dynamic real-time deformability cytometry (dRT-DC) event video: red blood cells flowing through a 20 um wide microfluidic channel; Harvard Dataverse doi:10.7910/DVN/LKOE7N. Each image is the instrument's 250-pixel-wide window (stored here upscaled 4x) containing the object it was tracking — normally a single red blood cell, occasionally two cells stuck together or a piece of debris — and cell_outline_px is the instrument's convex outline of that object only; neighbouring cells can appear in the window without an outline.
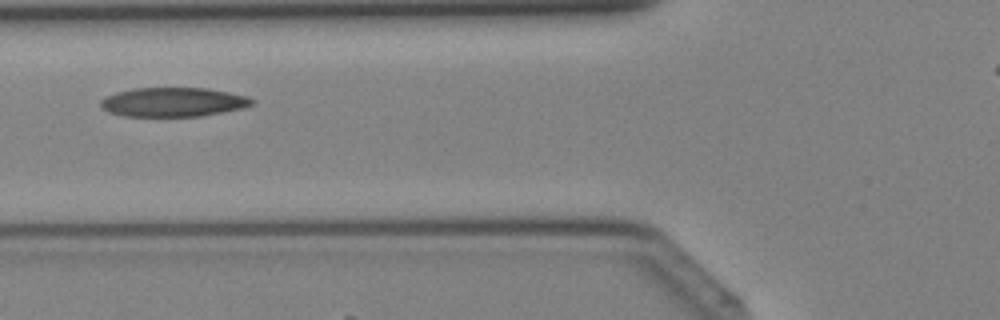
{"species": "Egyptian fruit bat (a non-hibernating species)", "species_latin": "Rousettus aegyptiacus", "temperature_condition": "cold", "stored_images_in_passage": 25, "camera_frame_rate_fps": 3000, "um_per_image_px": 0.085, "animal": {"sex": "female"}, "frame": {"image": 1, "passage_image": 3, "time_ms": 0.667, "image_size_px": [1000, 320], "cell_outline_px": [[256, 104], [244, 108], [224, 112], [200, 116], [124, 116], [108, 112], [100, 104], [100, 100], [116, 92], [132, 88], [208, 88], [248, 96], [256, 100]], "centroid_in_image_um": [14.78, 8.67], "position_along_channel_um": 111.0, "area_um2": 25.89}}
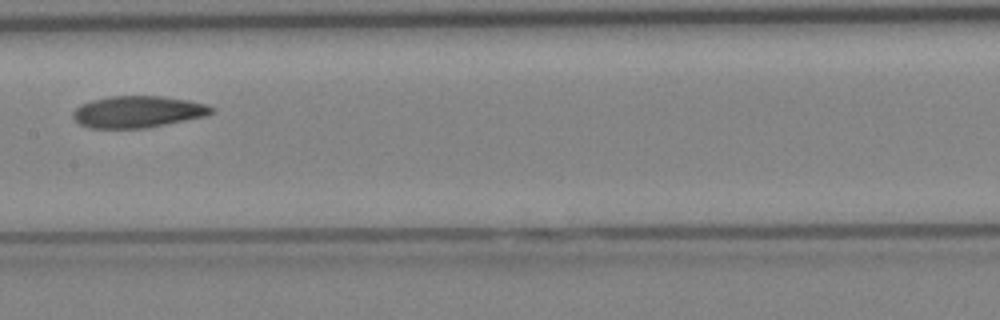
{"frame": {"image": 2, "passage_image": 8, "time_ms": 2.333, "image_size_px": [1000, 320], "cell_outline_px": [[216, 108], [212, 112], [204, 116], [148, 128], [88, 128], [80, 124], [72, 116], [72, 112], [80, 104], [92, 100], [108, 96], [160, 96], [188, 100], [208, 104]], "centroid_in_image_um": [11.7, 9.5], "position_along_channel_um": 195.7, "area_um2": 25.66}}
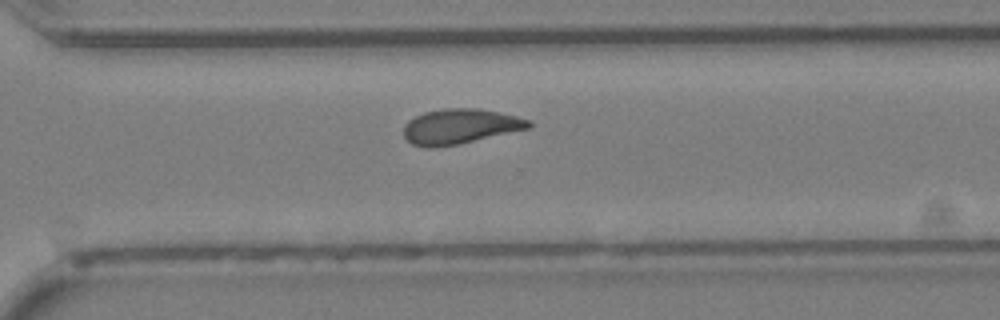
{"frame": {"image": 3, "passage_image": 16, "time_ms": 5.0, "image_size_px": [1000, 320], "cell_outline_px": [[532, 128], [460, 144], [432, 148], [428, 148], [412, 144], [404, 136], [404, 124], [408, 120], [424, 112], [444, 108], [476, 108], [516, 116], [532, 120]], "centroid_in_image_um": [39.13, 10.75], "position_along_channel_um": 331.5, "area_um2": 25.72}}